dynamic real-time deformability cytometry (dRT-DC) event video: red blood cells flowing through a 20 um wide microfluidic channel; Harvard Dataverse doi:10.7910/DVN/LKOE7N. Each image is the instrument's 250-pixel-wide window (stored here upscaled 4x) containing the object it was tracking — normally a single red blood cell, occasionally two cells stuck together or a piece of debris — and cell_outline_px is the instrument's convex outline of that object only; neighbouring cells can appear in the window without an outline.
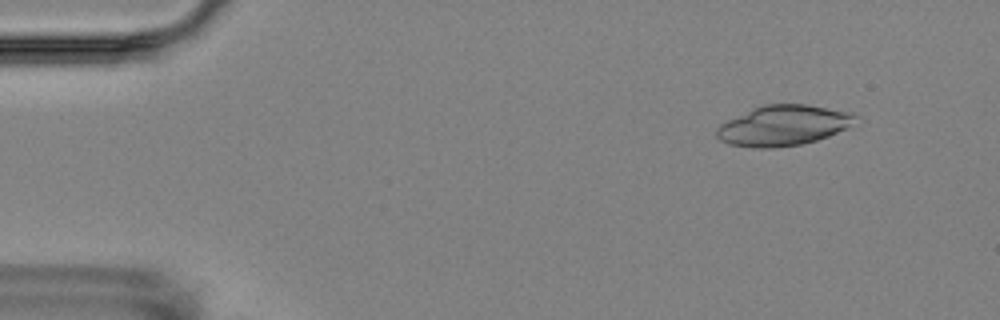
{"species": "Egyptian fruit bat (a non-hibernating species)", "species_latin": "Rousettus aegyptiacus", "temperature_condition": "room temperature", "stored_images_in_passage": 6, "camera_frame_rate_fps": 3000, "um_per_image_px": 0.085, "animal": {"sex": "female"}, "frame": {"image": 1, "passage_image": 2, "time_ms": 1.0, "image_size_px": [1000, 320], "cell_outline_px": [[860, 116], [844, 128], [828, 136], [816, 140], [800, 144], [772, 148], [756, 148], [728, 144], [720, 140], [716, 136], [716, 128], [720, 124], [728, 120], [764, 104], [808, 104], [852, 112]], "centroid_in_image_um": [66.57, 10.66], "position_along_channel_um": 18.4, "area_um2": 32.31}}